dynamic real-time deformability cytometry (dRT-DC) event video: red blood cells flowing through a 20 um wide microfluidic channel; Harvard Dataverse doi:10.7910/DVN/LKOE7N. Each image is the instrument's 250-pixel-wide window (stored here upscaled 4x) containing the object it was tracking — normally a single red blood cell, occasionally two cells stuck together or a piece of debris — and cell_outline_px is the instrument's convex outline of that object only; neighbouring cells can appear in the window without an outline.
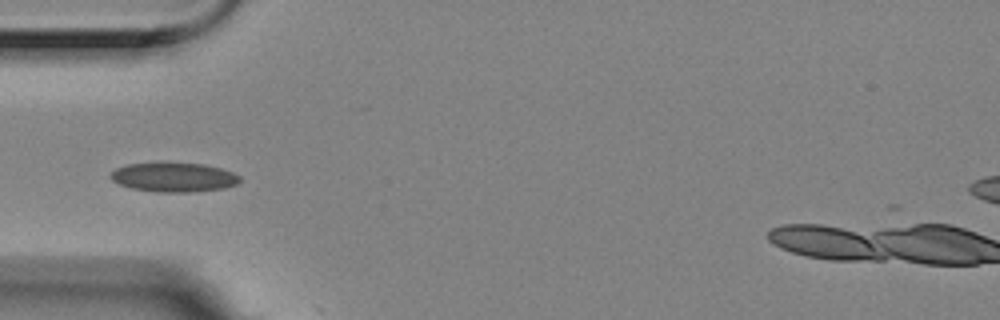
{"species": "Egyptian fruit bat (a non-hibernating species)", "species_latin": "Rousettus aegyptiacus", "temperature_condition": "room temperature", "stored_images_in_passage": 3, "camera_frame_rate_fps": 3000, "um_per_image_px": 0.085, "animal": {"sex": "female"}, "frame": {"image": 1, "passage_image": 1, "time_ms": 0.0, "image_size_px": [1000, 320], "cell_outline_px": [[240, 180], [236, 184], [224, 188], [188, 192], [156, 192], [132, 188], [120, 184], [112, 180], [108, 176], [116, 168], [128, 164], [204, 164], [220, 168], [232, 172], [240, 176]], "centroid_in_image_um": [14.77, 15.08], "position_along_channel_um": 70.2, "area_um2": 21.56}}
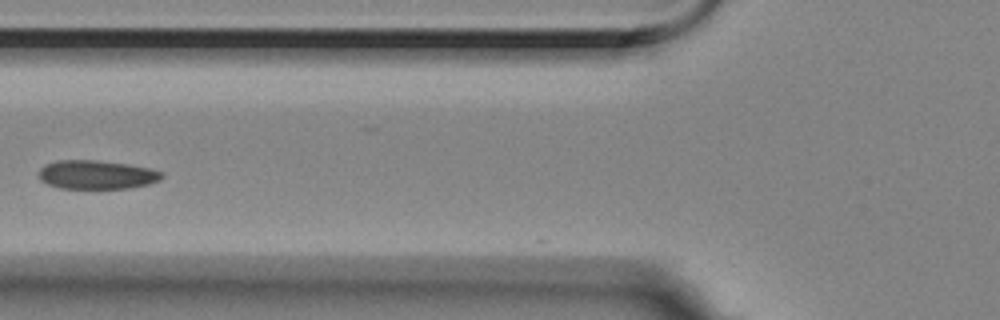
{"frame": {"image": 2, "passage_image": 2, "time_ms": 0.333, "image_size_px": [1000, 320], "cell_outline_px": [[164, 176], [160, 180], [148, 184], [128, 188], [60, 188], [48, 184], [40, 180], [40, 168], [44, 164], [56, 160], [96, 160], [128, 164], [148, 168], [164, 172]], "centroid_in_image_um": [8.22, 14.84], "position_along_channel_um": 117.6, "area_um2": 20.63}}